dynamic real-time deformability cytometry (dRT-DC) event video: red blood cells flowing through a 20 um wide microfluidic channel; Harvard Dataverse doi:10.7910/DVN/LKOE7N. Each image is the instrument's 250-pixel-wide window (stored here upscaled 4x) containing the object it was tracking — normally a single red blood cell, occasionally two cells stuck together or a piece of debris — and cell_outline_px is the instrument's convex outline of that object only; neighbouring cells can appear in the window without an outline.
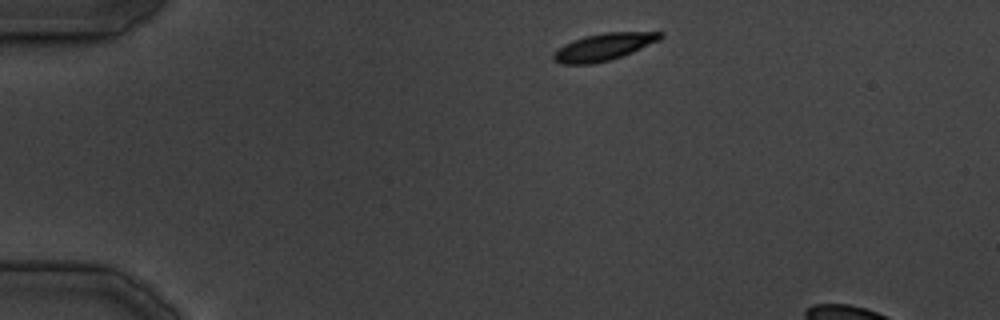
{"species": "common noctule bat (a hibernating species)", "species_latin": "Nyctalus noctula", "temperature_condition": "cold", "stored_images_in_passage": 31, "camera_frame_rate_fps": 3000, "um_per_image_px": 0.085, "animal": {"sex": "male", "body_mass_g": 19.5, "forearm_length_mm": 54.6}, "frame": {"image": 1, "passage_image": 1, "time_ms": 0.0, "image_size_px": [1000, 320], "cell_outline_px": [[664, 36], [660, 40], [632, 52], [608, 60], [592, 64], [560, 64], [552, 60], [552, 52], [564, 44], [572, 40], [584, 36], [604, 32], [664, 32]], "centroid_in_image_um": [51.27, 3.98], "position_along_channel_um": 33.7, "area_um2": 16.99}}
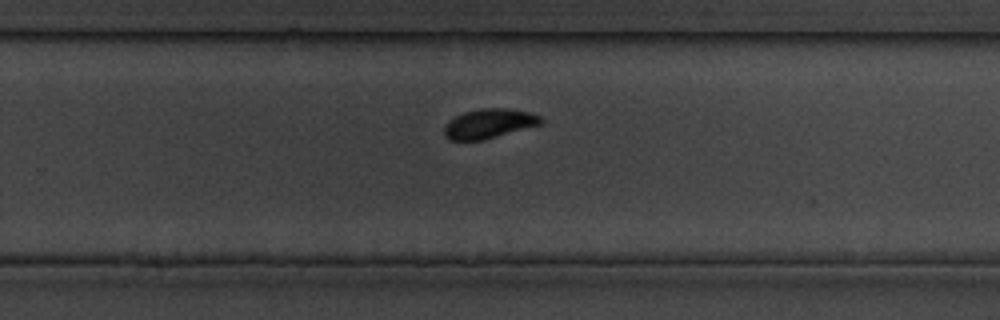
{"frame": {"image": 2, "passage_image": 20, "time_ms": 21.667, "image_size_px": [1000, 320], "cell_outline_px": [[544, 120], [540, 124], [484, 140], [448, 140], [444, 136], [444, 124], [448, 120], [464, 112], [480, 108], [508, 108], [528, 112], [540, 116]], "centroid_in_image_um": [41.52, 10.5], "position_along_channel_um": 288.3, "area_um2": 16.65}}
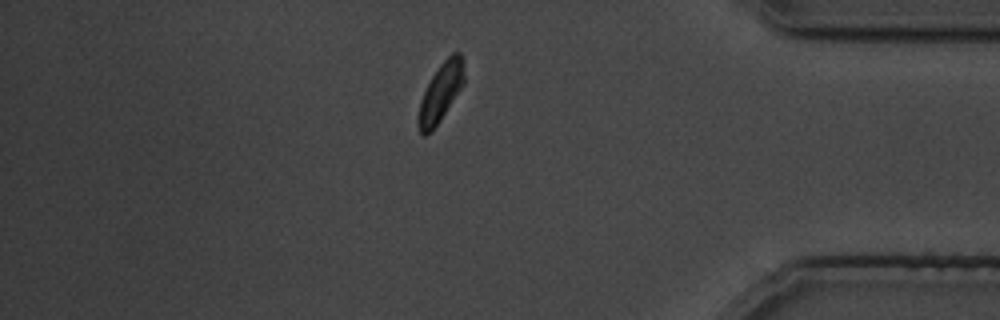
{"frame": {"image": 3, "passage_image": 28, "time_ms": 31.0, "image_size_px": [1000, 320], "cell_outline_px": [[464, 84], [432, 132], [424, 136], [420, 132], [416, 124], [416, 120], [420, 100], [432, 76], [440, 64], [452, 52], [460, 52], [464, 76]], "centroid_in_image_um": [37.42, 7.91], "position_along_channel_um": 397.8, "area_um2": 15.55}}